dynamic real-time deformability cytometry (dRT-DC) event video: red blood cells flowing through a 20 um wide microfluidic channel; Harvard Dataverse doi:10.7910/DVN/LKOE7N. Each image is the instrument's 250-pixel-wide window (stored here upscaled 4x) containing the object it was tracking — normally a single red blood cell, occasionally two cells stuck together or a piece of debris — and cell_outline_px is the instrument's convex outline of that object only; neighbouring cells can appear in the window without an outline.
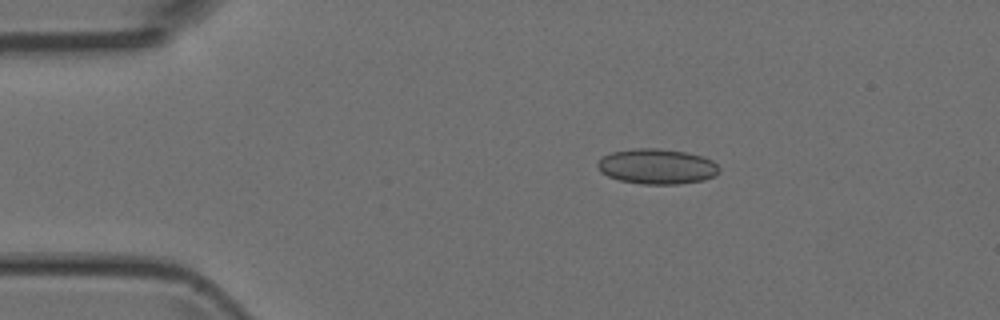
{"species": "Egyptian fruit bat (a non-hibernating species)", "species_latin": "Rousettus aegyptiacus", "temperature_condition": "room temperature", "stored_images_in_passage": 4, "camera_frame_rate_fps": 3000, "um_per_image_px": 0.085, "animal": {"sex": "female"}, "frame": {"image": 1, "passage_image": 2, "time_ms": 1.0, "image_size_px": [1000, 320], "cell_outline_px": [[720, 172], [716, 176], [704, 180], [676, 184], [644, 184], [620, 180], [608, 176], [600, 172], [596, 164], [600, 156], [612, 152], [636, 148], [660, 148], [688, 152], [704, 156], [712, 160], [720, 168]], "centroid_in_image_um": [55.85, 14.14], "position_along_channel_um": 29.1, "area_um2": 25.32}}